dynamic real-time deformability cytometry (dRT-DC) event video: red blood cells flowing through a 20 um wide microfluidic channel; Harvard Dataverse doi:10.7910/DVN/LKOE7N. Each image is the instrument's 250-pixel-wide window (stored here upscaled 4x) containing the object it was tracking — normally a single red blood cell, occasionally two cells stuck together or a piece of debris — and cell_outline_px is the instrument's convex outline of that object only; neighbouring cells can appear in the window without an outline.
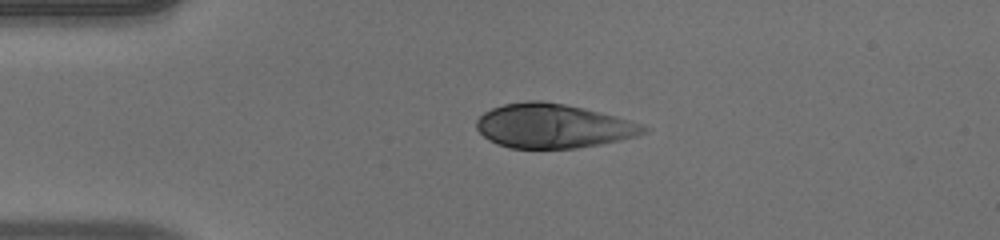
{"species": "human", "species_latin": "Homo sapiens", "temperature_condition": "warm", "stored_images_in_passage": 41, "camera_frame_rate_fps": 3000, "um_per_image_px": 0.085, "donor": {"sex": "male"}, "frame": {"image": 1, "passage_image": 1, "time_ms": 0.0, "image_size_px": [1000, 240], "cell_outline_px": [[648, 132], [636, 136], [620, 140], [600, 144], [576, 148], [508, 148], [496, 144], [488, 140], [476, 128], [476, 120], [484, 112], [492, 108], [504, 104], [528, 100], [540, 100], [564, 104], [628, 120], [640, 124], [648, 128]], "centroid_in_image_um": [46.95, 10.72], "position_along_channel_um": 38.0, "area_um2": 42.66}}
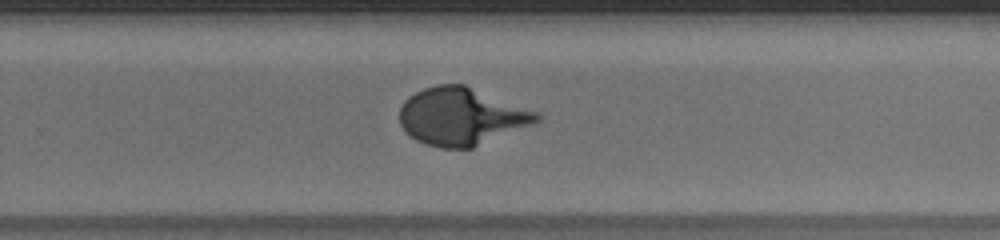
{"frame": {"image": 2, "passage_image": 23, "time_ms": 7.333, "image_size_px": [1000, 240], "cell_outline_px": [[540, 120], [532, 124], [472, 148], [440, 148], [416, 140], [404, 132], [400, 124], [400, 108], [404, 100], [408, 96], [424, 88], [436, 84], [464, 84], [540, 112]], "centroid_in_image_um": [39.2, 9.89], "position_along_channel_um": 290.6, "area_um2": 45.95}}
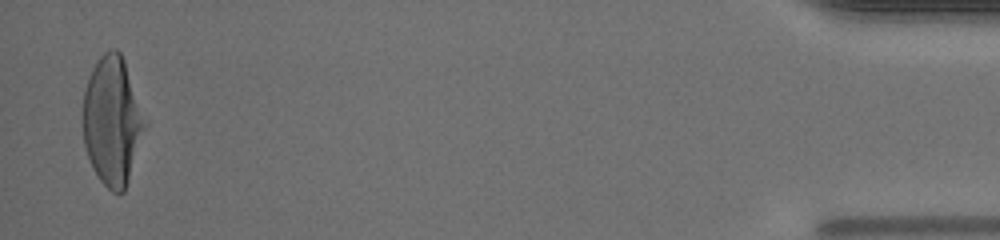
{"frame": {"image": 3, "passage_image": 40, "time_ms": 13.0, "image_size_px": [1000, 240], "cell_outline_px": [[148, 124], [124, 192], [112, 192], [100, 180], [88, 156], [84, 144], [84, 88], [92, 68], [100, 56], [108, 48], [116, 48], [120, 52], [124, 60], [148, 120]], "centroid_in_image_um": [9.59, 10.24], "position_along_channel_um": 425.6, "area_um2": 46.53}}